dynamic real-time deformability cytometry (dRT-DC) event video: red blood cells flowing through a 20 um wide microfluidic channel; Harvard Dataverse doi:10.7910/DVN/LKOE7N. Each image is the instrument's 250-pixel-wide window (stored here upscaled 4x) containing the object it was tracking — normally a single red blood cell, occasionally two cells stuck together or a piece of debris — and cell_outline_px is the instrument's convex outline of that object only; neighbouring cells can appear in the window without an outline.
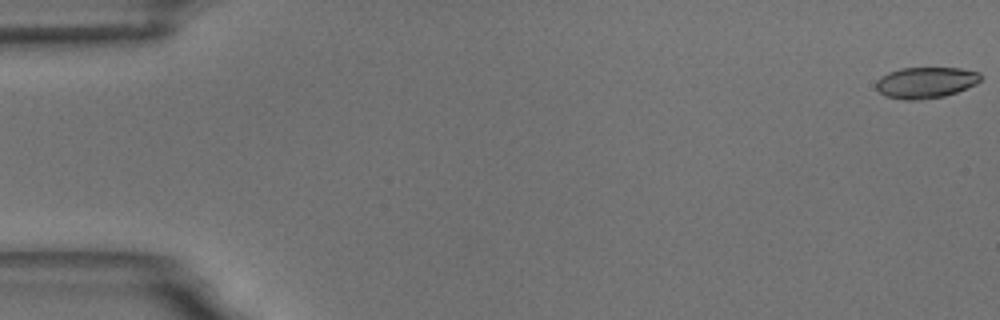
{"species": "common noctule bat (a hibernating species)", "species_latin": "Nyctalus noctula", "temperature_condition": "room temperature", "stored_images_in_passage": 58, "camera_frame_rate_fps": 3000, "um_per_image_px": 0.085, "animal": {"sex": "male", "body_mass_g": 18.8}, "frame": {"image": 1, "passage_image": 1, "time_ms": 0.0, "image_size_px": [1000, 320], "cell_outline_px": [[980, 80], [976, 84], [956, 92], [944, 96], [916, 100], [904, 100], [884, 96], [876, 88], [876, 80], [880, 76], [888, 72], [900, 68], [960, 68], [980, 72]], "centroid_in_image_um": [78.65, 7.01], "position_along_channel_um": 6.4, "area_um2": 19.02}}
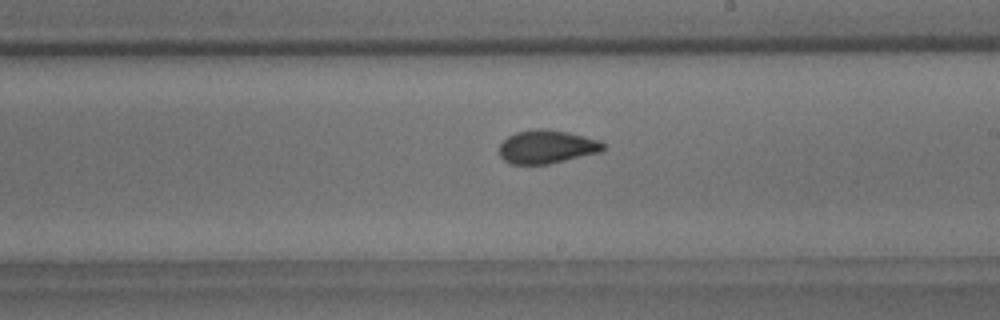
{"frame": {"image": 2, "passage_image": 34, "time_ms": 11.0, "image_size_px": [1000, 320], "cell_outline_px": [[604, 148], [600, 152], [548, 164], [508, 164], [500, 156], [500, 144], [508, 136], [516, 132], [536, 128], [544, 128], [568, 132], [600, 140], [604, 144]], "centroid_in_image_um": [46.46, 12.47], "position_along_channel_um": 242.5, "area_um2": 20.23}}
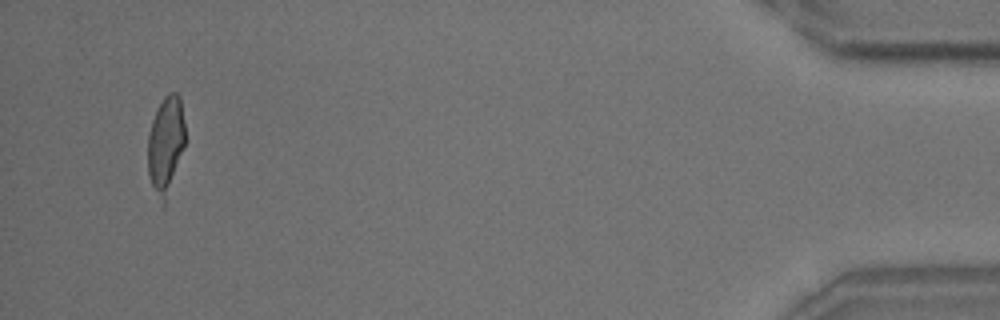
{"frame": {"image": 3, "passage_image": 56, "time_ms": 18.333, "image_size_px": [1000, 320], "cell_outline_px": [[184, 144], [164, 208], [152, 184], [148, 172], [148, 136], [152, 120], [156, 108], [164, 96], [168, 92], [176, 92], [180, 96], [184, 124]], "centroid_in_image_um": [14.07, 12.23], "position_along_channel_um": 421.1, "area_um2": 20.75}, "authors_computed_cell_mechanics": {"area_um2": 20.4034, "velocity_mm_per_s": 3.4952, "shape_relaxation_time_tau1_ms": 5.7561, "shape_relaxation_time_tau2_ms": 1.6124, "deformation_change_tau1": 0.1531, "deformation_change_tau2": 0.0624}}